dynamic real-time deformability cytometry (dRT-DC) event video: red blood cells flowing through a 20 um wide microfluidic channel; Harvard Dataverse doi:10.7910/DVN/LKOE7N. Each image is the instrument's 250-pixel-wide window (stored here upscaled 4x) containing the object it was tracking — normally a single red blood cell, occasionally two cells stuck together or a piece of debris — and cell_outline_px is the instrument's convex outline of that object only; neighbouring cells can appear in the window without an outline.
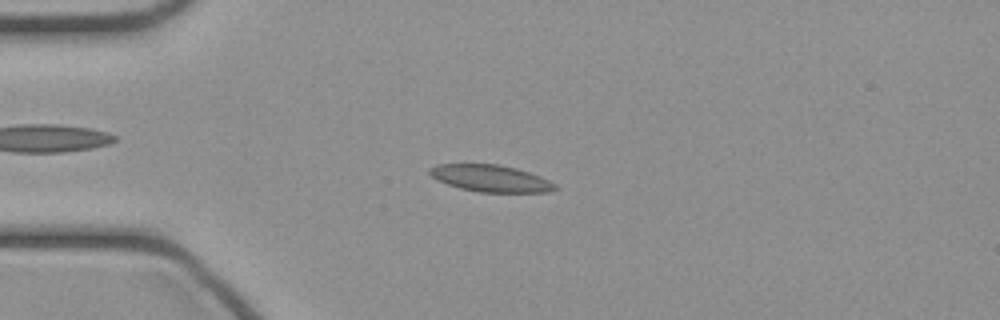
{"species": "common noctule bat (a hibernating species)", "species_latin": "Nyctalus noctula", "temperature_condition": "cold", "stored_images_in_passage": 46, "camera_frame_rate_fps": 3000, "um_per_image_px": 0.085, "animal": {"sex": "female", "body_mass_g": 21.9}, "frame": {"image": 1, "passage_image": 11, "time_ms": 3.333, "image_size_px": [1000, 320], "cell_outline_px": [[560, 188], [548, 192], [480, 192], [460, 188], [436, 180], [428, 172], [428, 168], [436, 164], [496, 164], [516, 168], [540, 176], [556, 184]], "centroid_in_image_um": [41.7, 15.16], "position_along_channel_um": 43.3, "area_um2": 19.65}}
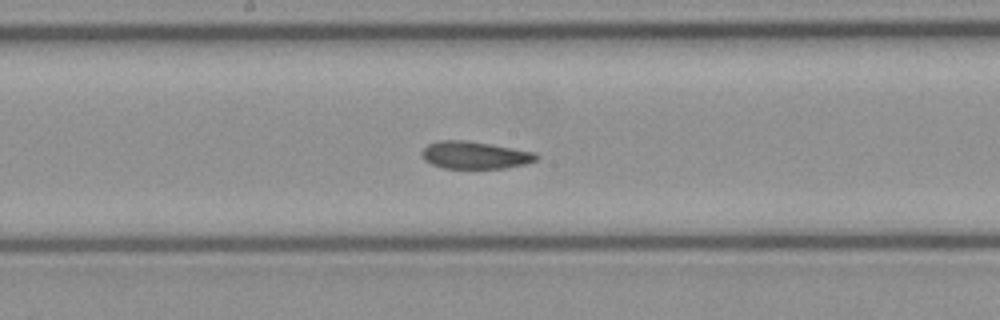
{"frame": {"image": 2, "passage_image": 24, "time_ms": 7.667, "image_size_px": [1000, 320], "cell_outline_px": [[540, 156], [536, 160], [524, 164], [504, 168], [444, 168], [432, 164], [424, 160], [420, 156], [420, 152], [428, 144], [436, 140], [468, 140], [492, 144], [536, 152]], "centroid_in_image_um": [40.34, 13.17], "position_along_channel_um": 207.9, "area_um2": 18.5}}
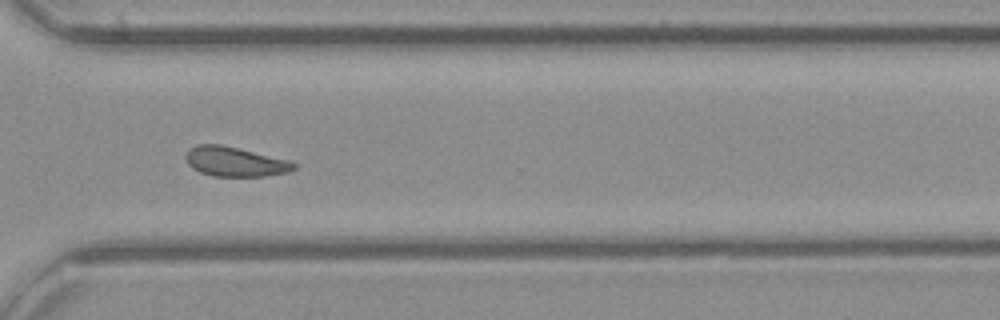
{"frame": {"image": 3, "passage_image": 34, "time_ms": 11.0, "image_size_px": [1000, 320], "cell_outline_px": [[296, 168], [288, 172], [264, 176], [212, 176], [200, 172], [192, 168], [188, 164], [184, 156], [188, 148], [196, 144], [220, 144], [292, 160], [296, 164]], "centroid_in_image_um": [19.96, 13.73], "position_along_channel_um": 350.6, "area_um2": 18.9}}